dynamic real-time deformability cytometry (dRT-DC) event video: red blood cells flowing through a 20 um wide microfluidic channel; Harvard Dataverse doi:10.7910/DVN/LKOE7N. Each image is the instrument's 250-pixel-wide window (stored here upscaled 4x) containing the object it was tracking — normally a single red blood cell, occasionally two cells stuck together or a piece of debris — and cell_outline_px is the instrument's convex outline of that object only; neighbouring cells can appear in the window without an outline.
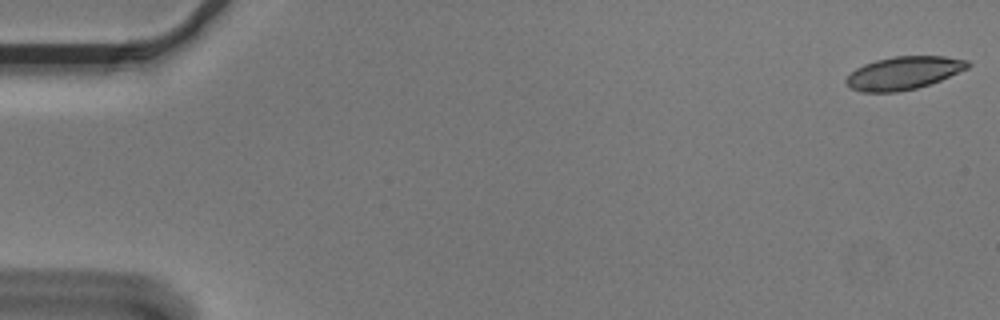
{"species": "Egyptian fruit bat (a non-hibernating species)", "species_latin": "Rousettus aegyptiacus", "temperature_condition": "cold", "stored_images_in_passage": 11, "camera_frame_rate_fps": 3000, "um_per_image_px": 0.085, "animal": {"sex": "male"}, "frame": {"image": 1, "passage_image": 1, "time_ms": 0.0, "image_size_px": [1000, 320], "cell_outline_px": [[972, 64], [968, 68], [940, 80], [916, 88], [896, 92], [864, 92], [852, 88], [844, 80], [856, 68], [864, 64], [876, 60], [892, 56], [944, 56], [968, 60]], "centroid_in_image_um": [76.83, 6.19], "position_along_channel_um": 8.2, "area_um2": 23.18}}